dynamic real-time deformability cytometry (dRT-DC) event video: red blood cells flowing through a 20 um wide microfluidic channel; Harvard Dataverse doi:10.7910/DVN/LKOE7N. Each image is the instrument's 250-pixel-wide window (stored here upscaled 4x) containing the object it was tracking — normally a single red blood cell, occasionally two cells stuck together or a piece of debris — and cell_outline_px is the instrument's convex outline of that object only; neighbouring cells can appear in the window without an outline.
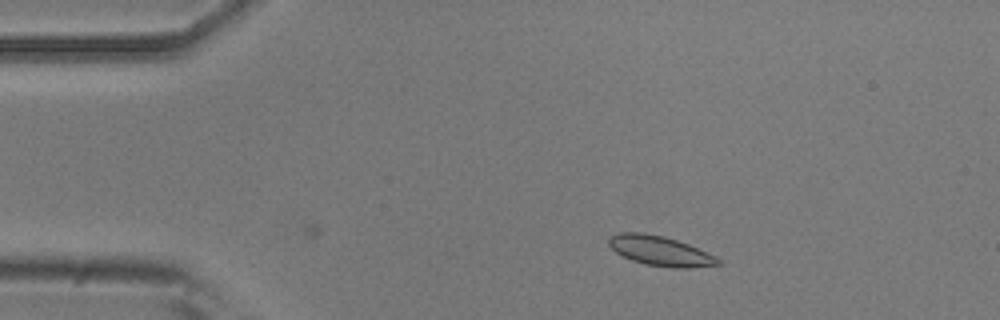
{"species": "common noctule bat (a hibernating species)", "species_latin": "Nyctalus noctula", "temperature_condition": "room temperature", "stored_images_in_passage": 6, "camera_frame_rate_fps": 3000, "um_per_image_px": 0.085, "animal": {"sex": "male", "body_mass_g": 20.5, "forearm_length_mm": 52.5}, "frame": {"image": 1, "passage_image": 6, "time_ms": 1.667, "image_size_px": [1000, 320], "cell_outline_px": [[720, 264], [692, 268], [672, 268], [644, 264], [632, 260], [616, 252], [608, 244], [608, 240], [612, 236], [620, 232], [644, 232], [664, 236], [688, 244], [716, 256], [720, 260]], "centroid_in_image_um": [56.12, 21.33], "position_along_channel_um": 28.9, "area_um2": 18.9}}